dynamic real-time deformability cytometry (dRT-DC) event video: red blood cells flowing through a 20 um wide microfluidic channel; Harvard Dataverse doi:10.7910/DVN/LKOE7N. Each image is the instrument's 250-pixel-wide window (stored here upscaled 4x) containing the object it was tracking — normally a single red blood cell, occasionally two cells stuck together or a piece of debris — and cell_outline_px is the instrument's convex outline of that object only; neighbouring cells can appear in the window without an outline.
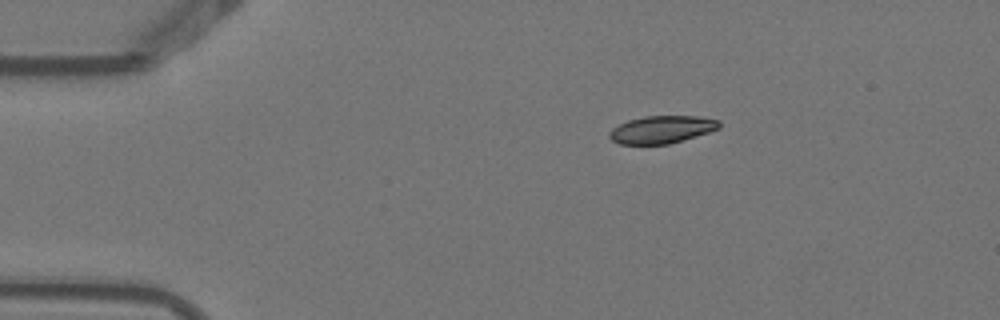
{"species": "Egyptian fruit bat (a non-hibernating species)", "species_latin": "Rousettus aegyptiacus", "temperature_condition": "warm", "stored_images_in_passage": 2, "camera_frame_rate_fps": 3000, "um_per_image_px": 0.085, "animal": {"sex": "female"}, "frame": {"image": 1, "passage_image": 1, "time_ms": 0.0, "image_size_px": [1000, 320], "cell_outline_px": [[720, 128], [708, 132], [668, 144], [620, 144], [612, 140], [608, 136], [608, 132], [612, 128], [628, 120], [644, 116], [700, 116], [720, 120]], "centroid_in_image_um": [56.23, 11.0], "position_along_channel_um": 28.8, "area_um2": 17.57}}